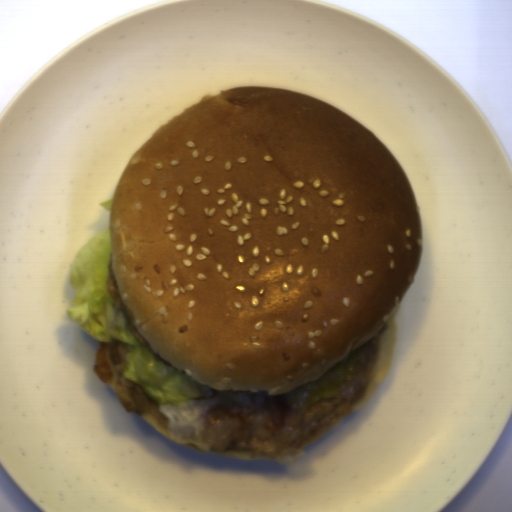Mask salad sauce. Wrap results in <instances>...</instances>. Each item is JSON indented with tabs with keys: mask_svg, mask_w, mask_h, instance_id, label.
<instances>
[{
	"mask_svg": "<svg viewBox=\"0 0 512 512\" xmlns=\"http://www.w3.org/2000/svg\"><path fill=\"white\" fill-rule=\"evenodd\" d=\"M228 403L219 396L192 399L179 405H160L159 409L168 418L172 436L178 439L198 437L205 431L206 412L210 408Z\"/></svg>",
	"mask_w": 512,
	"mask_h": 512,
	"instance_id": "1",
	"label": "salad sauce"
}]
</instances>
